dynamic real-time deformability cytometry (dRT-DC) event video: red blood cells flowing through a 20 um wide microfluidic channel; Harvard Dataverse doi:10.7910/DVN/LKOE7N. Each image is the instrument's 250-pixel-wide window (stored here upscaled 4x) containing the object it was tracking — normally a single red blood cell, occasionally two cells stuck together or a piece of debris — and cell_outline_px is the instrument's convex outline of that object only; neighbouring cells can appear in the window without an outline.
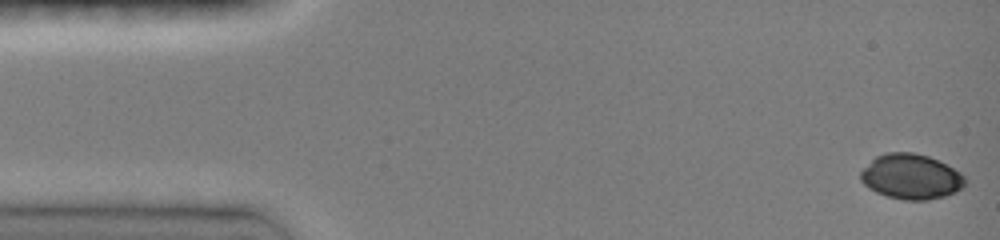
{"species": "common noctule bat (a hibernating species)", "species_latin": "Nyctalus noctula", "temperature_condition": "room temperature", "stored_images_in_passage": 78, "camera_frame_rate_fps": 3000, "um_per_image_px": 0.085, "animal": {"sex": "female", "body_mass_g": 19.0, "forearm_length_mm": 51.5}, "frame": {"image": 1, "passage_image": 1, "time_ms": 0.0, "image_size_px": [1000, 240], "cell_outline_px": [[968, 180], [956, 192], [944, 196], [928, 200], [904, 200], [888, 196], [876, 192], [868, 188], [860, 180], [860, 172], [876, 156], [888, 152], [912, 152], [928, 156], [960, 172]], "centroid_in_image_um": [77.43, 15.02], "position_along_channel_um": 7.6, "area_um2": 27.28}}
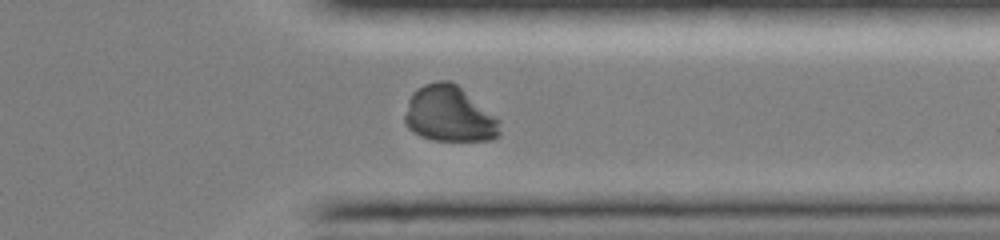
{"frame": {"image": 2, "passage_image": 61, "time_ms": 12.0, "image_size_px": [1000, 240], "cell_outline_px": [[500, 136], [492, 140], [432, 140], [420, 136], [408, 128], [404, 120], [404, 116], [408, 100], [412, 92], [416, 88], [424, 84], [436, 80], [448, 80], [456, 84], [500, 120]], "centroid_in_image_um": [38.17, 9.7], "position_along_channel_um": 373.2, "area_um2": 30.98}}
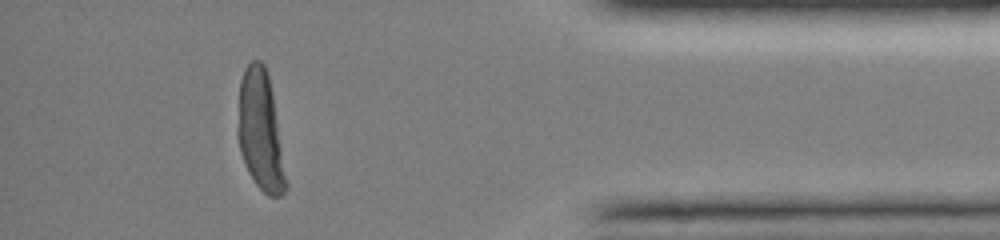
{"frame": {"image": 3, "passage_image": 71, "time_ms": 13.667, "image_size_px": [1000, 240], "cell_outline_px": [[288, 188], [280, 196], [268, 196], [256, 184], [248, 172], [240, 152], [236, 136], [236, 128], [240, 80], [244, 68], [252, 60], [260, 60], [264, 64], [268, 72], [288, 184]], "centroid_in_image_um": [22.11, 11.13], "position_along_channel_um": 413.1, "area_um2": 33.81}}